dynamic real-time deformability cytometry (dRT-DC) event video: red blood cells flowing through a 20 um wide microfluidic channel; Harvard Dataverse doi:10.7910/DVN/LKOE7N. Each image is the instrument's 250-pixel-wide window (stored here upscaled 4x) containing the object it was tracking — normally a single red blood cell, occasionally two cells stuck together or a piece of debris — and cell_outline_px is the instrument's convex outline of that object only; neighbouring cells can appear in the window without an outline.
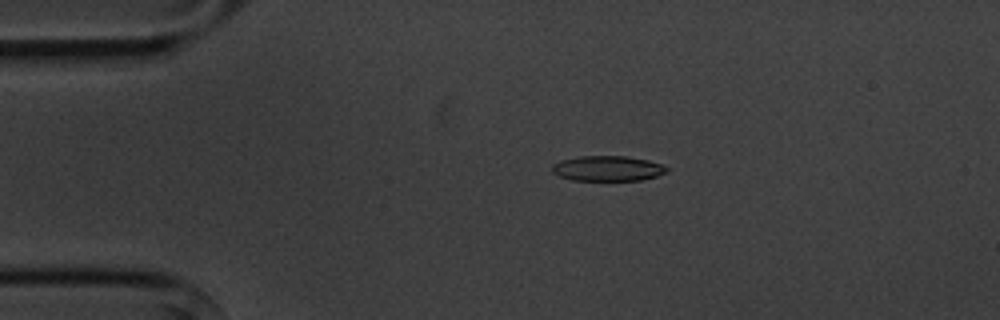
{"species": "common noctule bat (a hibernating species)", "species_latin": "Nyctalus noctula", "temperature_condition": "cold", "stored_images_in_passage": 4, "camera_frame_rate_fps": 3000, "um_per_image_px": 0.085, "animal": {"sex": "male", "body_mass_g": 20.1, "forearm_length_mm": 53.5}, "frame": {"image": 1, "passage_image": 3, "time_ms": 2.333, "image_size_px": [1000, 320], "cell_outline_px": [[668, 172], [656, 176], [640, 180], [572, 180], [560, 176], [552, 172], [552, 164], [560, 160], [580, 156], [628, 156], [648, 160], [660, 164], [668, 168]], "centroid_in_image_um": [51.64, 14.31], "position_along_channel_um": 33.4, "area_um2": 16.82}}